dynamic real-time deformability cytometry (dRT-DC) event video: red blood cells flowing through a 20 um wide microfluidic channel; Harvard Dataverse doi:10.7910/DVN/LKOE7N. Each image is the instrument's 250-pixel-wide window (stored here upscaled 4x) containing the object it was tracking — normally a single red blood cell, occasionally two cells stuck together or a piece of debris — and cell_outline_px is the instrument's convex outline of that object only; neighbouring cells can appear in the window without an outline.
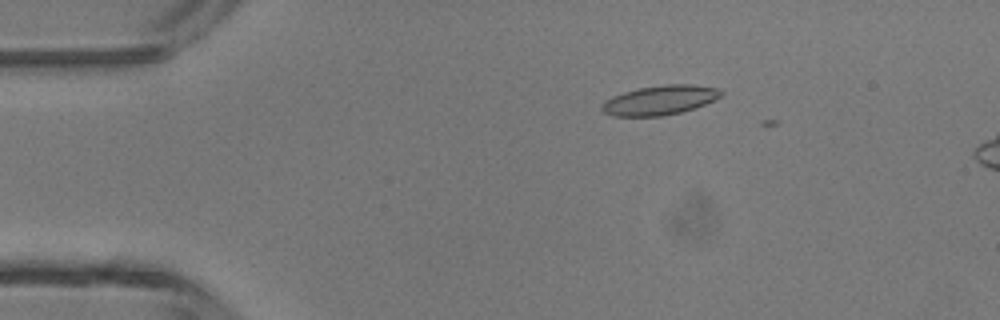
{"species": "common noctule bat (a hibernating species)", "species_latin": "Nyctalus noctula", "temperature_condition": "room temperature", "stored_images_in_passage": 2, "camera_frame_rate_fps": 3000, "um_per_image_px": 0.085, "animal": {"sex": "male", "body_mass_g": 13.3}, "frame": {"image": 1, "passage_image": 1, "time_ms": 0.0, "image_size_px": [1000, 320], "cell_outline_px": [[724, 92], [720, 96], [696, 108], [680, 112], [660, 116], [612, 116], [604, 112], [600, 108], [600, 104], [604, 100], [612, 96], [636, 88], [664, 84], [688, 84], [720, 88]], "centroid_in_image_um": [56.05, 8.5], "position_along_channel_um": 29.0, "area_um2": 20.58}}